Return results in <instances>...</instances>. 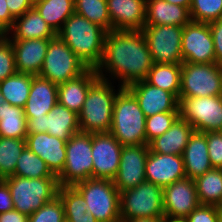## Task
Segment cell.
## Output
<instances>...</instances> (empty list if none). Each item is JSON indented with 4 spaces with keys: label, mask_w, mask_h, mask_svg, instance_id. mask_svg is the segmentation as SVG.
Returning <instances> with one entry per match:
<instances>
[{
    "label": "cell",
    "mask_w": 222,
    "mask_h": 222,
    "mask_svg": "<svg viewBox=\"0 0 222 222\" xmlns=\"http://www.w3.org/2000/svg\"><path fill=\"white\" fill-rule=\"evenodd\" d=\"M154 65L142 31L107 32L103 58L96 72L99 78L122 87L146 80Z\"/></svg>",
    "instance_id": "1"
},
{
    "label": "cell",
    "mask_w": 222,
    "mask_h": 222,
    "mask_svg": "<svg viewBox=\"0 0 222 222\" xmlns=\"http://www.w3.org/2000/svg\"><path fill=\"white\" fill-rule=\"evenodd\" d=\"M106 34L104 28L75 12L57 32L89 69H96L102 61Z\"/></svg>",
    "instance_id": "2"
},
{
    "label": "cell",
    "mask_w": 222,
    "mask_h": 222,
    "mask_svg": "<svg viewBox=\"0 0 222 222\" xmlns=\"http://www.w3.org/2000/svg\"><path fill=\"white\" fill-rule=\"evenodd\" d=\"M115 85L114 82L98 78L90 86L82 110L78 114L80 132H110L114 101L123 88Z\"/></svg>",
    "instance_id": "3"
},
{
    "label": "cell",
    "mask_w": 222,
    "mask_h": 222,
    "mask_svg": "<svg viewBox=\"0 0 222 222\" xmlns=\"http://www.w3.org/2000/svg\"><path fill=\"white\" fill-rule=\"evenodd\" d=\"M145 124L146 117L138 100L127 87H123L114 101L111 135L122 146L146 144Z\"/></svg>",
    "instance_id": "4"
},
{
    "label": "cell",
    "mask_w": 222,
    "mask_h": 222,
    "mask_svg": "<svg viewBox=\"0 0 222 222\" xmlns=\"http://www.w3.org/2000/svg\"><path fill=\"white\" fill-rule=\"evenodd\" d=\"M3 180L10 189L14 210L27 216L32 215L45 203L58 196L59 183L57 177L26 178L10 176Z\"/></svg>",
    "instance_id": "5"
},
{
    "label": "cell",
    "mask_w": 222,
    "mask_h": 222,
    "mask_svg": "<svg viewBox=\"0 0 222 222\" xmlns=\"http://www.w3.org/2000/svg\"><path fill=\"white\" fill-rule=\"evenodd\" d=\"M74 187L82 194L87 211L98 222H120V192L112 180L89 178Z\"/></svg>",
    "instance_id": "6"
},
{
    "label": "cell",
    "mask_w": 222,
    "mask_h": 222,
    "mask_svg": "<svg viewBox=\"0 0 222 222\" xmlns=\"http://www.w3.org/2000/svg\"><path fill=\"white\" fill-rule=\"evenodd\" d=\"M165 217L163 188L144 181L120 193V220Z\"/></svg>",
    "instance_id": "7"
},
{
    "label": "cell",
    "mask_w": 222,
    "mask_h": 222,
    "mask_svg": "<svg viewBox=\"0 0 222 222\" xmlns=\"http://www.w3.org/2000/svg\"><path fill=\"white\" fill-rule=\"evenodd\" d=\"M88 69L66 43L56 35L49 39V46L39 76L59 85L81 76Z\"/></svg>",
    "instance_id": "8"
},
{
    "label": "cell",
    "mask_w": 222,
    "mask_h": 222,
    "mask_svg": "<svg viewBox=\"0 0 222 222\" xmlns=\"http://www.w3.org/2000/svg\"><path fill=\"white\" fill-rule=\"evenodd\" d=\"M57 178L59 186L93 178L92 133L78 132L67 140L65 166Z\"/></svg>",
    "instance_id": "9"
},
{
    "label": "cell",
    "mask_w": 222,
    "mask_h": 222,
    "mask_svg": "<svg viewBox=\"0 0 222 222\" xmlns=\"http://www.w3.org/2000/svg\"><path fill=\"white\" fill-rule=\"evenodd\" d=\"M222 95V65L216 63L181 64L179 98Z\"/></svg>",
    "instance_id": "10"
},
{
    "label": "cell",
    "mask_w": 222,
    "mask_h": 222,
    "mask_svg": "<svg viewBox=\"0 0 222 222\" xmlns=\"http://www.w3.org/2000/svg\"><path fill=\"white\" fill-rule=\"evenodd\" d=\"M179 116L195 131L215 132L222 129V95L179 98Z\"/></svg>",
    "instance_id": "11"
},
{
    "label": "cell",
    "mask_w": 222,
    "mask_h": 222,
    "mask_svg": "<svg viewBox=\"0 0 222 222\" xmlns=\"http://www.w3.org/2000/svg\"><path fill=\"white\" fill-rule=\"evenodd\" d=\"M183 26L145 25L142 33L154 63L182 64L181 39Z\"/></svg>",
    "instance_id": "12"
},
{
    "label": "cell",
    "mask_w": 222,
    "mask_h": 222,
    "mask_svg": "<svg viewBox=\"0 0 222 222\" xmlns=\"http://www.w3.org/2000/svg\"><path fill=\"white\" fill-rule=\"evenodd\" d=\"M181 52L183 62L216 63L213 37L208 23L191 21L184 26Z\"/></svg>",
    "instance_id": "13"
},
{
    "label": "cell",
    "mask_w": 222,
    "mask_h": 222,
    "mask_svg": "<svg viewBox=\"0 0 222 222\" xmlns=\"http://www.w3.org/2000/svg\"><path fill=\"white\" fill-rule=\"evenodd\" d=\"M122 147L110 132L92 133L93 178L115 179Z\"/></svg>",
    "instance_id": "14"
},
{
    "label": "cell",
    "mask_w": 222,
    "mask_h": 222,
    "mask_svg": "<svg viewBox=\"0 0 222 222\" xmlns=\"http://www.w3.org/2000/svg\"><path fill=\"white\" fill-rule=\"evenodd\" d=\"M200 204L194 179L185 177L163 187L166 218L184 220Z\"/></svg>",
    "instance_id": "15"
},
{
    "label": "cell",
    "mask_w": 222,
    "mask_h": 222,
    "mask_svg": "<svg viewBox=\"0 0 222 222\" xmlns=\"http://www.w3.org/2000/svg\"><path fill=\"white\" fill-rule=\"evenodd\" d=\"M148 154V144L122 147L119 170L113 180L120 193L146 181L145 163Z\"/></svg>",
    "instance_id": "16"
},
{
    "label": "cell",
    "mask_w": 222,
    "mask_h": 222,
    "mask_svg": "<svg viewBox=\"0 0 222 222\" xmlns=\"http://www.w3.org/2000/svg\"><path fill=\"white\" fill-rule=\"evenodd\" d=\"M146 181L162 188L186 177L184 160L180 155L158 154L149 150L145 163Z\"/></svg>",
    "instance_id": "17"
},
{
    "label": "cell",
    "mask_w": 222,
    "mask_h": 222,
    "mask_svg": "<svg viewBox=\"0 0 222 222\" xmlns=\"http://www.w3.org/2000/svg\"><path fill=\"white\" fill-rule=\"evenodd\" d=\"M127 88L138 100L145 117L157 113L179 112V101L172 93L155 87L146 80L135 82Z\"/></svg>",
    "instance_id": "18"
},
{
    "label": "cell",
    "mask_w": 222,
    "mask_h": 222,
    "mask_svg": "<svg viewBox=\"0 0 222 222\" xmlns=\"http://www.w3.org/2000/svg\"><path fill=\"white\" fill-rule=\"evenodd\" d=\"M113 30L142 31L146 21V0H107Z\"/></svg>",
    "instance_id": "19"
},
{
    "label": "cell",
    "mask_w": 222,
    "mask_h": 222,
    "mask_svg": "<svg viewBox=\"0 0 222 222\" xmlns=\"http://www.w3.org/2000/svg\"><path fill=\"white\" fill-rule=\"evenodd\" d=\"M67 141L51 136L49 133L28 134L26 146L45 161L50 171L58 176L66 160Z\"/></svg>",
    "instance_id": "20"
},
{
    "label": "cell",
    "mask_w": 222,
    "mask_h": 222,
    "mask_svg": "<svg viewBox=\"0 0 222 222\" xmlns=\"http://www.w3.org/2000/svg\"><path fill=\"white\" fill-rule=\"evenodd\" d=\"M17 72L39 75L49 46V39L10 40Z\"/></svg>",
    "instance_id": "21"
},
{
    "label": "cell",
    "mask_w": 222,
    "mask_h": 222,
    "mask_svg": "<svg viewBox=\"0 0 222 222\" xmlns=\"http://www.w3.org/2000/svg\"><path fill=\"white\" fill-rule=\"evenodd\" d=\"M57 95V84L39 75L33 76L29 97L23 108L25 117L36 118L49 113L58 103Z\"/></svg>",
    "instance_id": "22"
},
{
    "label": "cell",
    "mask_w": 222,
    "mask_h": 222,
    "mask_svg": "<svg viewBox=\"0 0 222 222\" xmlns=\"http://www.w3.org/2000/svg\"><path fill=\"white\" fill-rule=\"evenodd\" d=\"M182 158L187 178L195 179L213 169L204 132L194 130L182 153Z\"/></svg>",
    "instance_id": "23"
},
{
    "label": "cell",
    "mask_w": 222,
    "mask_h": 222,
    "mask_svg": "<svg viewBox=\"0 0 222 222\" xmlns=\"http://www.w3.org/2000/svg\"><path fill=\"white\" fill-rule=\"evenodd\" d=\"M99 78L96 69H88L81 76L58 85V103L79 114L90 86Z\"/></svg>",
    "instance_id": "24"
},
{
    "label": "cell",
    "mask_w": 222,
    "mask_h": 222,
    "mask_svg": "<svg viewBox=\"0 0 222 222\" xmlns=\"http://www.w3.org/2000/svg\"><path fill=\"white\" fill-rule=\"evenodd\" d=\"M193 132V126L179 117L163 135L154 138L148 143L149 150L158 154L182 156Z\"/></svg>",
    "instance_id": "25"
},
{
    "label": "cell",
    "mask_w": 222,
    "mask_h": 222,
    "mask_svg": "<svg viewBox=\"0 0 222 222\" xmlns=\"http://www.w3.org/2000/svg\"><path fill=\"white\" fill-rule=\"evenodd\" d=\"M57 33L46 23L38 11L32 7L14 20L9 29V40L51 39Z\"/></svg>",
    "instance_id": "26"
},
{
    "label": "cell",
    "mask_w": 222,
    "mask_h": 222,
    "mask_svg": "<svg viewBox=\"0 0 222 222\" xmlns=\"http://www.w3.org/2000/svg\"><path fill=\"white\" fill-rule=\"evenodd\" d=\"M145 25L185 26L190 23V10L165 0H146Z\"/></svg>",
    "instance_id": "27"
},
{
    "label": "cell",
    "mask_w": 222,
    "mask_h": 222,
    "mask_svg": "<svg viewBox=\"0 0 222 222\" xmlns=\"http://www.w3.org/2000/svg\"><path fill=\"white\" fill-rule=\"evenodd\" d=\"M46 133L67 141L80 132L78 114L67 107L56 103L51 111L45 114Z\"/></svg>",
    "instance_id": "28"
},
{
    "label": "cell",
    "mask_w": 222,
    "mask_h": 222,
    "mask_svg": "<svg viewBox=\"0 0 222 222\" xmlns=\"http://www.w3.org/2000/svg\"><path fill=\"white\" fill-rule=\"evenodd\" d=\"M146 81L162 90L172 93L179 99L181 87V64L154 63Z\"/></svg>",
    "instance_id": "29"
},
{
    "label": "cell",
    "mask_w": 222,
    "mask_h": 222,
    "mask_svg": "<svg viewBox=\"0 0 222 222\" xmlns=\"http://www.w3.org/2000/svg\"><path fill=\"white\" fill-rule=\"evenodd\" d=\"M33 7L56 33L75 12L74 0H39L33 3Z\"/></svg>",
    "instance_id": "30"
},
{
    "label": "cell",
    "mask_w": 222,
    "mask_h": 222,
    "mask_svg": "<svg viewBox=\"0 0 222 222\" xmlns=\"http://www.w3.org/2000/svg\"><path fill=\"white\" fill-rule=\"evenodd\" d=\"M27 118L21 107L5 102L0 106V137L26 139Z\"/></svg>",
    "instance_id": "31"
},
{
    "label": "cell",
    "mask_w": 222,
    "mask_h": 222,
    "mask_svg": "<svg viewBox=\"0 0 222 222\" xmlns=\"http://www.w3.org/2000/svg\"><path fill=\"white\" fill-rule=\"evenodd\" d=\"M201 204L222 208V169L213 168L194 179Z\"/></svg>",
    "instance_id": "32"
},
{
    "label": "cell",
    "mask_w": 222,
    "mask_h": 222,
    "mask_svg": "<svg viewBox=\"0 0 222 222\" xmlns=\"http://www.w3.org/2000/svg\"><path fill=\"white\" fill-rule=\"evenodd\" d=\"M34 75L16 72L0 82V92L10 105L24 108Z\"/></svg>",
    "instance_id": "33"
},
{
    "label": "cell",
    "mask_w": 222,
    "mask_h": 222,
    "mask_svg": "<svg viewBox=\"0 0 222 222\" xmlns=\"http://www.w3.org/2000/svg\"><path fill=\"white\" fill-rule=\"evenodd\" d=\"M26 147V139L0 137V179L14 176L16 163Z\"/></svg>",
    "instance_id": "34"
},
{
    "label": "cell",
    "mask_w": 222,
    "mask_h": 222,
    "mask_svg": "<svg viewBox=\"0 0 222 222\" xmlns=\"http://www.w3.org/2000/svg\"><path fill=\"white\" fill-rule=\"evenodd\" d=\"M14 176L26 178L57 177L50 171L45 161L27 146L17 160Z\"/></svg>",
    "instance_id": "35"
},
{
    "label": "cell",
    "mask_w": 222,
    "mask_h": 222,
    "mask_svg": "<svg viewBox=\"0 0 222 222\" xmlns=\"http://www.w3.org/2000/svg\"><path fill=\"white\" fill-rule=\"evenodd\" d=\"M75 13L87 18L107 32L113 30L107 8V0H74Z\"/></svg>",
    "instance_id": "36"
},
{
    "label": "cell",
    "mask_w": 222,
    "mask_h": 222,
    "mask_svg": "<svg viewBox=\"0 0 222 222\" xmlns=\"http://www.w3.org/2000/svg\"><path fill=\"white\" fill-rule=\"evenodd\" d=\"M189 10L193 22L211 23L222 18V0H192Z\"/></svg>",
    "instance_id": "37"
},
{
    "label": "cell",
    "mask_w": 222,
    "mask_h": 222,
    "mask_svg": "<svg viewBox=\"0 0 222 222\" xmlns=\"http://www.w3.org/2000/svg\"><path fill=\"white\" fill-rule=\"evenodd\" d=\"M179 117V112L157 113L146 117V144L154 138L163 135Z\"/></svg>",
    "instance_id": "38"
},
{
    "label": "cell",
    "mask_w": 222,
    "mask_h": 222,
    "mask_svg": "<svg viewBox=\"0 0 222 222\" xmlns=\"http://www.w3.org/2000/svg\"><path fill=\"white\" fill-rule=\"evenodd\" d=\"M58 196L63 202L65 215H79L87 212V203L74 186H59Z\"/></svg>",
    "instance_id": "39"
},
{
    "label": "cell",
    "mask_w": 222,
    "mask_h": 222,
    "mask_svg": "<svg viewBox=\"0 0 222 222\" xmlns=\"http://www.w3.org/2000/svg\"><path fill=\"white\" fill-rule=\"evenodd\" d=\"M65 220L64 205L59 196L45 203L29 216L28 222H63Z\"/></svg>",
    "instance_id": "40"
},
{
    "label": "cell",
    "mask_w": 222,
    "mask_h": 222,
    "mask_svg": "<svg viewBox=\"0 0 222 222\" xmlns=\"http://www.w3.org/2000/svg\"><path fill=\"white\" fill-rule=\"evenodd\" d=\"M16 72L13 44L9 39L2 41L0 42V82Z\"/></svg>",
    "instance_id": "41"
},
{
    "label": "cell",
    "mask_w": 222,
    "mask_h": 222,
    "mask_svg": "<svg viewBox=\"0 0 222 222\" xmlns=\"http://www.w3.org/2000/svg\"><path fill=\"white\" fill-rule=\"evenodd\" d=\"M222 208L200 204L184 220L186 222H220Z\"/></svg>",
    "instance_id": "42"
},
{
    "label": "cell",
    "mask_w": 222,
    "mask_h": 222,
    "mask_svg": "<svg viewBox=\"0 0 222 222\" xmlns=\"http://www.w3.org/2000/svg\"><path fill=\"white\" fill-rule=\"evenodd\" d=\"M207 139L208 154L213 168L222 169V132H204Z\"/></svg>",
    "instance_id": "43"
},
{
    "label": "cell",
    "mask_w": 222,
    "mask_h": 222,
    "mask_svg": "<svg viewBox=\"0 0 222 222\" xmlns=\"http://www.w3.org/2000/svg\"><path fill=\"white\" fill-rule=\"evenodd\" d=\"M208 24L213 37L216 64L222 65V18Z\"/></svg>",
    "instance_id": "44"
},
{
    "label": "cell",
    "mask_w": 222,
    "mask_h": 222,
    "mask_svg": "<svg viewBox=\"0 0 222 222\" xmlns=\"http://www.w3.org/2000/svg\"><path fill=\"white\" fill-rule=\"evenodd\" d=\"M10 14L16 19L33 7L32 0H6Z\"/></svg>",
    "instance_id": "45"
},
{
    "label": "cell",
    "mask_w": 222,
    "mask_h": 222,
    "mask_svg": "<svg viewBox=\"0 0 222 222\" xmlns=\"http://www.w3.org/2000/svg\"><path fill=\"white\" fill-rule=\"evenodd\" d=\"M14 210L13 200L8 184L0 179V213Z\"/></svg>",
    "instance_id": "46"
},
{
    "label": "cell",
    "mask_w": 222,
    "mask_h": 222,
    "mask_svg": "<svg viewBox=\"0 0 222 222\" xmlns=\"http://www.w3.org/2000/svg\"><path fill=\"white\" fill-rule=\"evenodd\" d=\"M27 132L28 134L46 133L45 115L36 118H27Z\"/></svg>",
    "instance_id": "47"
},
{
    "label": "cell",
    "mask_w": 222,
    "mask_h": 222,
    "mask_svg": "<svg viewBox=\"0 0 222 222\" xmlns=\"http://www.w3.org/2000/svg\"><path fill=\"white\" fill-rule=\"evenodd\" d=\"M29 216L17 210L0 213V222H28Z\"/></svg>",
    "instance_id": "48"
},
{
    "label": "cell",
    "mask_w": 222,
    "mask_h": 222,
    "mask_svg": "<svg viewBox=\"0 0 222 222\" xmlns=\"http://www.w3.org/2000/svg\"><path fill=\"white\" fill-rule=\"evenodd\" d=\"M14 20L15 18L9 12L6 0H0V21L10 29Z\"/></svg>",
    "instance_id": "49"
},
{
    "label": "cell",
    "mask_w": 222,
    "mask_h": 222,
    "mask_svg": "<svg viewBox=\"0 0 222 222\" xmlns=\"http://www.w3.org/2000/svg\"><path fill=\"white\" fill-rule=\"evenodd\" d=\"M65 219L69 222H98L96 218L88 211L85 214L65 215Z\"/></svg>",
    "instance_id": "50"
},
{
    "label": "cell",
    "mask_w": 222,
    "mask_h": 222,
    "mask_svg": "<svg viewBox=\"0 0 222 222\" xmlns=\"http://www.w3.org/2000/svg\"><path fill=\"white\" fill-rule=\"evenodd\" d=\"M121 222H163V217L139 218L132 220H121Z\"/></svg>",
    "instance_id": "51"
},
{
    "label": "cell",
    "mask_w": 222,
    "mask_h": 222,
    "mask_svg": "<svg viewBox=\"0 0 222 222\" xmlns=\"http://www.w3.org/2000/svg\"><path fill=\"white\" fill-rule=\"evenodd\" d=\"M9 28L0 21V42L8 40Z\"/></svg>",
    "instance_id": "52"
},
{
    "label": "cell",
    "mask_w": 222,
    "mask_h": 222,
    "mask_svg": "<svg viewBox=\"0 0 222 222\" xmlns=\"http://www.w3.org/2000/svg\"><path fill=\"white\" fill-rule=\"evenodd\" d=\"M165 1L174 5H179L187 8H190V5L192 3V0H165Z\"/></svg>",
    "instance_id": "53"
},
{
    "label": "cell",
    "mask_w": 222,
    "mask_h": 222,
    "mask_svg": "<svg viewBox=\"0 0 222 222\" xmlns=\"http://www.w3.org/2000/svg\"><path fill=\"white\" fill-rule=\"evenodd\" d=\"M163 222H186V221L180 220V219H169V218L163 217Z\"/></svg>",
    "instance_id": "54"
},
{
    "label": "cell",
    "mask_w": 222,
    "mask_h": 222,
    "mask_svg": "<svg viewBox=\"0 0 222 222\" xmlns=\"http://www.w3.org/2000/svg\"><path fill=\"white\" fill-rule=\"evenodd\" d=\"M6 102L4 96L0 92V106Z\"/></svg>",
    "instance_id": "55"
}]
</instances>
